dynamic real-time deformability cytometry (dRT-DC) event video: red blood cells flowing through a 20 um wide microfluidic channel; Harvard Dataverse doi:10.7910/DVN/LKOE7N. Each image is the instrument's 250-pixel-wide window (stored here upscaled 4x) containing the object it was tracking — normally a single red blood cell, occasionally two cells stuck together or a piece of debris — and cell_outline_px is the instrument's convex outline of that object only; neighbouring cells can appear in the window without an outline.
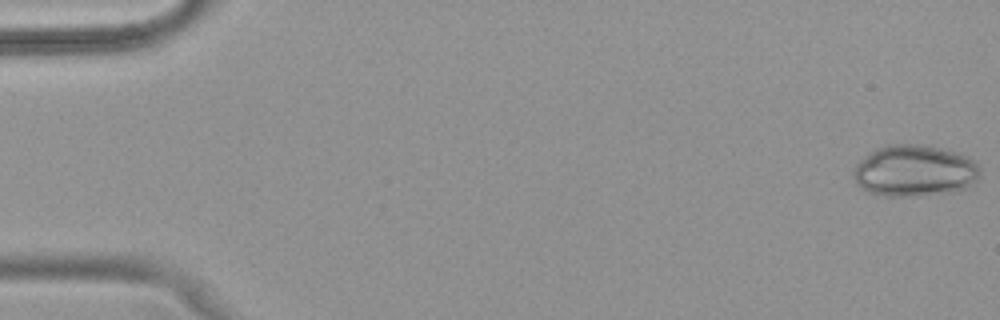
{"species": "common noctule bat (a hibernating species)", "species_latin": "Nyctalus noctula", "temperature_condition": "warm", "stored_images_in_passage": 51, "camera_frame_rate_fps": 3000, "um_per_image_px": 0.085, "animal": {"sex": "female", "body_mass_g": 18.4}, "frame": {"image": 1, "passage_image": 1, "time_ms": 0.0, "image_size_px": [1000, 320], "cell_outline_px": [[980, 176], [972, 184], [964, 188], [952, 192], [920, 196], [884, 196], [868, 192], [860, 188], [856, 184], [852, 176], [856, 164], [868, 152], [884, 144], [928, 144], [960, 152], [976, 160], [980, 168]], "centroid_in_image_um": [77.74, 14.5], "position_along_channel_um": 7.3, "area_um2": 38.96}}
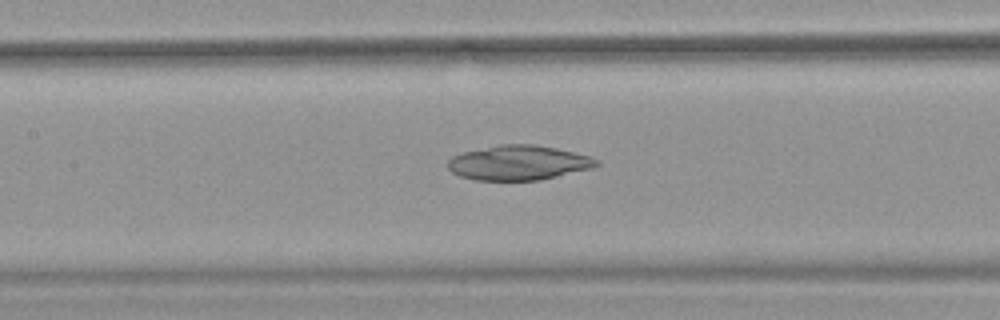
{"frame": {"image": 2, "passage_image": 24, "time_ms": 7.667, "image_size_px": [1000, 320], "cell_outline_px": [[600, 164], [596, 168], [540, 180], [476, 180], [460, 176], [452, 172], [448, 168], [448, 160], [452, 156], [464, 152], [500, 144], [536, 144], [556, 148], [592, 156], [600, 160]], "centroid_in_image_um": [44.15, 13.83], "position_along_channel_um": 163.3, "area_um2": 30.35}}
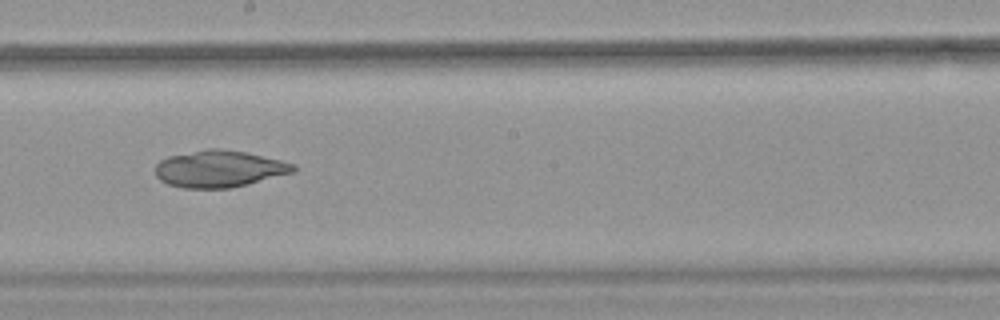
{"frame": {"image": 3, "passage_image": 29, "time_ms": 9.333, "image_size_px": [1000, 320], "cell_outline_px": [[296, 172], [248, 184], [228, 188], [184, 188], [168, 184], [160, 180], [156, 176], [156, 164], [160, 160], [168, 156], [208, 148], [216, 148], [244, 152], [280, 160], [296, 164]], "centroid_in_image_um": [18.64, 14.35], "position_along_channel_um": 229.6, "area_um2": 29.59}}